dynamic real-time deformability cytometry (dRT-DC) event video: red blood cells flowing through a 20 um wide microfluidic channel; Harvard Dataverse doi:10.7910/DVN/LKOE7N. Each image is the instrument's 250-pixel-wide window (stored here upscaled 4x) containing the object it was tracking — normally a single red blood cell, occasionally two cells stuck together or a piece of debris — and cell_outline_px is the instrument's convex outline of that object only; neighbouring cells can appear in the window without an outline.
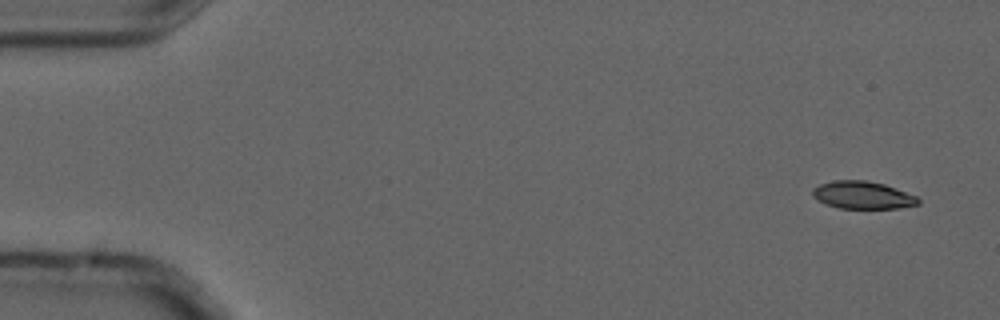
{"species": "common noctule bat (a hibernating species)", "species_latin": "Nyctalus noctula", "temperature_condition": "cold", "stored_images_in_passage": 5, "camera_frame_rate_fps": 3000, "um_per_image_px": 0.085, "animal": {"sex": "male", "forearm_length_mm": 52.5}, "frame": {"image": 1, "passage_image": 1, "time_ms": 0.0, "image_size_px": [1000, 320], "cell_outline_px": [[920, 204], [900, 208], [840, 208], [824, 204], [816, 200], [812, 196], [812, 188], [820, 184], [832, 180], [868, 180], [884, 184], [916, 196], [920, 200]], "centroid_in_image_um": [73.29, 16.58], "position_along_channel_um": 11.7, "area_um2": 17.11}}
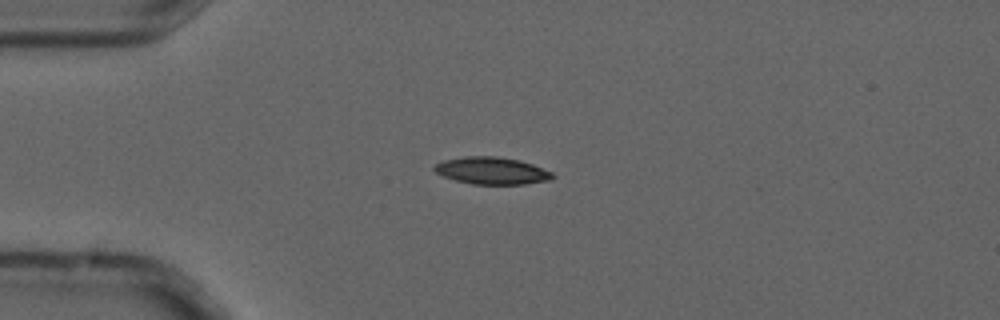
{"frame": {"image": 2, "passage_image": 4, "time_ms": 1.0, "image_size_px": [1000, 320], "cell_outline_px": [[556, 176], [552, 180], [524, 184], [472, 184], [456, 180], [444, 176], [436, 172], [432, 168], [436, 164], [444, 160], [464, 156], [496, 156], [520, 160], [532, 164], [552, 172]], "centroid_in_image_um": [41.83, 14.51], "position_along_channel_um": 43.2, "area_um2": 18.73}}